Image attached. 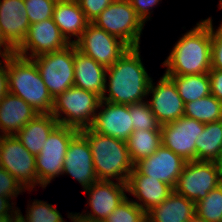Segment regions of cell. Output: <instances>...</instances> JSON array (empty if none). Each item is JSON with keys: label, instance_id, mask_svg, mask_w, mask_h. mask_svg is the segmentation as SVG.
Returning <instances> with one entry per match:
<instances>
[{"label": "cell", "instance_id": "obj_1", "mask_svg": "<svg viewBox=\"0 0 222 222\" xmlns=\"http://www.w3.org/2000/svg\"><path fill=\"white\" fill-rule=\"evenodd\" d=\"M141 60L140 46L130 47L108 67L101 100L123 105L147 101L152 78Z\"/></svg>", "mask_w": 222, "mask_h": 222}, {"label": "cell", "instance_id": "obj_2", "mask_svg": "<svg viewBox=\"0 0 222 222\" xmlns=\"http://www.w3.org/2000/svg\"><path fill=\"white\" fill-rule=\"evenodd\" d=\"M211 17L201 20L173 45L162 63L165 75L209 73L211 69Z\"/></svg>", "mask_w": 222, "mask_h": 222}, {"label": "cell", "instance_id": "obj_3", "mask_svg": "<svg viewBox=\"0 0 222 222\" xmlns=\"http://www.w3.org/2000/svg\"><path fill=\"white\" fill-rule=\"evenodd\" d=\"M91 148L94 170L98 180L126 183L134 165L126 142L94 132L90 127L79 130Z\"/></svg>", "mask_w": 222, "mask_h": 222}, {"label": "cell", "instance_id": "obj_4", "mask_svg": "<svg viewBox=\"0 0 222 222\" xmlns=\"http://www.w3.org/2000/svg\"><path fill=\"white\" fill-rule=\"evenodd\" d=\"M8 91L22 98L39 114H51L54 98L32 59L18 55L7 58Z\"/></svg>", "mask_w": 222, "mask_h": 222}, {"label": "cell", "instance_id": "obj_5", "mask_svg": "<svg viewBox=\"0 0 222 222\" xmlns=\"http://www.w3.org/2000/svg\"><path fill=\"white\" fill-rule=\"evenodd\" d=\"M100 102L99 95L72 86L54 98L51 114L59 125L82 130L93 123Z\"/></svg>", "mask_w": 222, "mask_h": 222}, {"label": "cell", "instance_id": "obj_6", "mask_svg": "<svg viewBox=\"0 0 222 222\" xmlns=\"http://www.w3.org/2000/svg\"><path fill=\"white\" fill-rule=\"evenodd\" d=\"M92 23L121 39L129 47L140 46L145 24L128 0H114Z\"/></svg>", "mask_w": 222, "mask_h": 222}, {"label": "cell", "instance_id": "obj_7", "mask_svg": "<svg viewBox=\"0 0 222 222\" xmlns=\"http://www.w3.org/2000/svg\"><path fill=\"white\" fill-rule=\"evenodd\" d=\"M78 133V129L58 125L49 134L41 152L36 155L38 187L45 189L52 180L62 175L66 151Z\"/></svg>", "mask_w": 222, "mask_h": 222}, {"label": "cell", "instance_id": "obj_8", "mask_svg": "<svg viewBox=\"0 0 222 222\" xmlns=\"http://www.w3.org/2000/svg\"><path fill=\"white\" fill-rule=\"evenodd\" d=\"M32 60L53 98L74 86V44Z\"/></svg>", "mask_w": 222, "mask_h": 222}, {"label": "cell", "instance_id": "obj_9", "mask_svg": "<svg viewBox=\"0 0 222 222\" xmlns=\"http://www.w3.org/2000/svg\"><path fill=\"white\" fill-rule=\"evenodd\" d=\"M36 156L16 135L0 136V167L6 169L27 191L38 186Z\"/></svg>", "mask_w": 222, "mask_h": 222}, {"label": "cell", "instance_id": "obj_10", "mask_svg": "<svg viewBox=\"0 0 222 222\" xmlns=\"http://www.w3.org/2000/svg\"><path fill=\"white\" fill-rule=\"evenodd\" d=\"M84 191L91 210L75 212L74 219L78 222L105 221L128 195L127 184L114 180H98Z\"/></svg>", "mask_w": 222, "mask_h": 222}, {"label": "cell", "instance_id": "obj_11", "mask_svg": "<svg viewBox=\"0 0 222 222\" xmlns=\"http://www.w3.org/2000/svg\"><path fill=\"white\" fill-rule=\"evenodd\" d=\"M222 184V173L214 162H186L174 191L194 203Z\"/></svg>", "mask_w": 222, "mask_h": 222}, {"label": "cell", "instance_id": "obj_12", "mask_svg": "<svg viewBox=\"0 0 222 222\" xmlns=\"http://www.w3.org/2000/svg\"><path fill=\"white\" fill-rule=\"evenodd\" d=\"M83 54L106 68L112 66L130 47L104 29L89 23L81 38L75 43Z\"/></svg>", "mask_w": 222, "mask_h": 222}, {"label": "cell", "instance_id": "obj_13", "mask_svg": "<svg viewBox=\"0 0 222 222\" xmlns=\"http://www.w3.org/2000/svg\"><path fill=\"white\" fill-rule=\"evenodd\" d=\"M204 129V123L183 116L161 125L162 145L181 156L187 162L196 161V139Z\"/></svg>", "mask_w": 222, "mask_h": 222}, {"label": "cell", "instance_id": "obj_14", "mask_svg": "<svg viewBox=\"0 0 222 222\" xmlns=\"http://www.w3.org/2000/svg\"><path fill=\"white\" fill-rule=\"evenodd\" d=\"M70 45L52 18L30 24L28 33L16 55L32 59L37 56L59 51ZM29 51V52H28Z\"/></svg>", "mask_w": 222, "mask_h": 222}, {"label": "cell", "instance_id": "obj_15", "mask_svg": "<svg viewBox=\"0 0 222 222\" xmlns=\"http://www.w3.org/2000/svg\"><path fill=\"white\" fill-rule=\"evenodd\" d=\"M152 78L148 87L147 102L157 121L162 125L184 116V101L178 94L174 82L164 73L156 82ZM151 98V99H150Z\"/></svg>", "mask_w": 222, "mask_h": 222}, {"label": "cell", "instance_id": "obj_16", "mask_svg": "<svg viewBox=\"0 0 222 222\" xmlns=\"http://www.w3.org/2000/svg\"><path fill=\"white\" fill-rule=\"evenodd\" d=\"M70 175L86 190L98 181L94 170L91 148L87 139L79 132L70 142L66 151L63 173Z\"/></svg>", "mask_w": 222, "mask_h": 222}, {"label": "cell", "instance_id": "obj_17", "mask_svg": "<svg viewBox=\"0 0 222 222\" xmlns=\"http://www.w3.org/2000/svg\"><path fill=\"white\" fill-rule=\"evenodd\" d=\"M90 128L99 134L126 142L133 131L129 105L114 104L101 100Z\"/></svg>", "mask_w": 222, "mask_h": 222}, {"label": "cell", "instance_id": "obj_18", "mask_svg": "<svg viewBox=\"0 0 222 222\" xmlns=\"http://www.w3.org/2000/svg\"><path fill=\"white\" fill-rule=\"evenodd\" d=\"M186 162L181 156L161 144L156 152L139 161L135 167L143 175L158 179L174 189Z\"/></svg>", "mask_w": 222, "mask_h": 222}, {"label": "cell", "instance_id": "obj_19", "mask_svg": "<svg viewBox=\"0 0 222 222\" xmlns=\"http://www.w3.org/2000/svg\"><path fill=\"white\" fill-rule=\"evenodd\" d=\"M173 191L174 189L170 185L143 175L135 166L127 182L128 196H134L136 199H130L146 213L154 206H158Z\"/></svg>", "mask_w": 222, "mask_h": 222}, {"label": "cell", "instance_id": "obj_20", "mask_svg": "<svg viewBox=\"0 0 222 222\" xmlns=\"http://www.w3.org/2000/svg\"><path fill=\"white\" fill-rule=\"evenodd\" d=\"M29 26L24 0H0V28L15 49L26 38Z\"/></svg>", "mask_w": 222, "mask_h": 222}, {"label": "cell", "instance_id": "obj_21", "mask_svg": "<svg viewBox=\"0 0 222 222\" xmlns=\"http://www.w3.org/2000/svg\"><path fill=\"white\" fill-rule=\"evenodd\" d=\"M38 114L22 98L8 92L0 101V136L16 135Z\"/></svg>", "mask_w": 222, "mask_h": 222}, {"label": "cell", "instance_id": "obj_22", "mask_svg": "<svg viewBox=\"0 0 222 222\" xmlns=\"http://www.w3.org/2000/svg\"><path fill=\"white\" fill-rule=\"evenodd\" d=\"M107 68L83 54L74 44V86L102 97Z\"/></svg>", "mask_w": 222, "mask_h": 222}, {"label": "cell", "instance_id": "obj_23", "mask_svg": "<svg viewBox=\"0 0 222 222\" xmlns=\"http://www.w3.org/2000/svg\"><path fill=\"white\" fill-rule=\"evenodd\" d=\"M52 19L70 44H75L81 38L90 23L79 3L57 2ZM74 37L75 39H72Z\"/></svg>", "mask_w": 222, "mask_h": 222}, {"label": "cell", "instance_id": "obj_24", "mask_svg": "<svg viewBox=\"0 0 222 222\" xmlns=\"http://www.w3.org/2000/svg\"><path fill=\"white\" fill-rule=\"evenodd\" d=\"M195 214V203L173 191L147 212V222H188Z\"/></svg>", "mask_w": 222, "mask_h": 222}, {"label": "cell", "instance_id": "obj_25", "mask_svg": "<svg viewBox=\"0 0 222 222\" xmlns=\"http://www.w3.org/2000/svg\"><path fill=\"white\" fill-rule=\"evenodd\" d=\"M59 125L52 114H38L16 134L22 145L35 156L38 155L49 134Z\"/></svg>", "mask_w": 222, "mask_h": 222}, {"label": "cell", "instance_id": "obj_26", "mask_svg": "<svg viewBox=\"0 0 222 222\" xmlns=\"http://www.w3.org/2000/svg\"><path fill=\"white\" fill-rule=\"evenodd\" d=\"M161 144V130H133L126 141L134 166L156 152Z\"/></svg>", "mask_w": 222, "mask_h": 222}, {"label": "cell", "instance_id": "obj_27", "mask_svg": "<svg viewBox=\"0 0 222 222\" xmlns=\"http://www.w3.org/2000/svg\"><path fill=\"white\" fill-rule=\"evenodd\" d=\"M196 161L214 162L222 148V119L204 123L196 141Z\"/></svg>", "mask_w": 222, "mask_h": 222}, {"label": "cell", "instance_id": "obj_28", "mask_svg": "<svg viewBox=\"0 0 222 222\" xmlns=\"http://www.w3.org/2000/svg\"><path fill=\"white\" fill-rule=\"evenodd\" d=\"M166 76L174 82L178 94L184 103H189L211 94L210 78L208 73Z\"/></svg>", "mask_w": 222, "mask_h": 222}, {"label": "cell", "instance_id": "obj_29", "mask_svg": "<svg viewBox=\"0 0 222 222\" xmlns=\"http://www.w3.org/2000/svg\"><path fill=\"white\" fill-rule=\"evenodd\" d=\"M184 116L202 123H210L222 119V102L212 94L198 100L185 103Z\"/></svg>", "mask_w": 222, "mask_h": 222}, {"label": "cell", "instance_id": "obj_30", "mask_svg": "<svg viewBox=\"0 0 222 222\" xmlns=\"http://www.w3.org/2000/svg\"><path fill=\"white\" fill-rule=\"evenodd\" d=\"M26 207L25 216L17 208V222H67L55 205L47 201L33 199L32 204L29 203Z\"/></svg>", "mask_w": 222, "mask_h": 222}, {"label": "cell", "instance_id": "obj_31", "mask_svg": "<svg viewBox=\"0 0 222 222\" xmlns=\"http://www.w3.org/2000/svg\"><path fill=\"white\" fill-rule=\"evenodd\" d=\"M195 213L208 222H222V184L195 203Z\"/></svg>", "mask_w": 222, "mask_h": 222}, {"label": "cell", "instance_id": "obj_32", "mask_svg": "<svg viewBox=\"0 0 222 222\" xmlns=\"http://www.w3.org/2000/svg\"><path fill=\"white\" fill-rule=\"evenodd\" d=\"M129 112L133 130H161V124L155 118L147 101L129 105Z\"/></svg>", "mask_w": 222, "mask_h": 222}, {"label": "cell", "instance_id": "obj_33", "mask_svg": "<svg viewBox=\"0 0 222 222\" xmlns=\"http://www.w3.org/2000/svg\"><path fill=\"white\" fill-rule=\"evenodd\" d=\"M105 222H147V213L127 197L113 210Z\"/></svg>", "mask_w": 222, "mask_h": 222}, {"label": "cell", "instance_id": "obj_34", "mask_svg": "<svg viewBox=\"0 0 222 222\" xmlns=\"http://www.w3.org/2000/svg\"><path fill=\"white\" fill-rule=\"evenodd\" d=\"M30 24L52 18L55 0H24Z\"/></svg>", "mask_w": 222, "mask_h": 222}, {"label": "cell", "instance_id": "obj_35", "mask_svg": "<svg viewBox=\"0 0 222 222\" xmlns=\"http://www.w3.org/2000/svg\"><path fill=\"white\" fill-rule=\"evenodd\" d=\"M22 192H26V190L16 178L0 167V196L9 197L13 202Z\"/></svg>", "mask_w": 222, "mask_h": 222}, {"label": "cell", "instance_id": "obj_36", "mask_svg": "<svg viewBox=\"0 0 222 222\" xmlns=\"http://www.w3.org/2000/svg\"><path fill=\"white\" fill-rule=\"evenodd\" d=\"M212 22L211 17V68L222 71V25L216 29Z\"/></svg>", "mask_w": 222, "mask_h": 222}, {"label": "cell", "instance_id": "obj_37", "mask_svg": "<svg viewBox=\"0 0 222 222\" xmlns=\"http://www.w3.org/2000/svg\"><path fill=\"white\" fill-rule=\"evenodd\" d=\"M113 1L114 0H79L78 3L87 20L92 23Z\"/></svg>", "mask_w": 222, "mask_h": 222}, {"label": "cell", "instance_id": "obj_38", "mask_svg": "<svg viewBox=\"0 0 222 222\" xmlns=\"http://www.w3.org/2000/svg\"><path fill=\"white\" fill-rule=\"evenodd\" d=\"M134 8L136 15L145 24L151 19L153 8L162 2V0H128Z\"/></svg>", "mask_w": 222, "mask_h": 222}, {"label": "cell", "instance_id": "obj_39", "mask_svg": "<svg viewBox=\"0 0 222 222\" xmlns=\"http://www.w3.org/2000/svg\"><path fill=\"white\" fill-rule=\"evenodd\" d=\"M11 201L9 197L0 196V222H17L16 202Z\"/></svg>", "mask_w": 222, "mask_h": 222}, {"label": "cell", "instance_id": "obj_40", "mask_svg": "<svg viewBox=\"0 0 222 222\" xmlns=\"http://www.w3.org/2000/svg\"><path fill=\"white\" fill-rule=\"evenodd\" d=\"M208 74L211 94L222 102V71L211 68Z\"/></svg>", "mask_w": 222, "mask_h": 222}, {"label": "cell", "instance_id": "obj_41", "mask_svg": "<svg viewBox=\"0 0 222 222\" xmlns=\"http://www.w3.org/2000/svg\"><path fill=\"white\" fill-rule=\"evenodd\" d=\"M16 55V49L8 42V40L4 37L3 32L0 28V62H4L7 58Z\"/></svg>", "mask_w": 222, "mask_h": 222}, {"label": "cell", "instance_id": "obj_42", "mask_svg": "<svg viewBox=\"0 0 222 222\" xmlns=\"http://www.w3.org/2000/svg\"><path fill=\"white\" fill-rule=\"evenodd\" d=\"M7 59L0 62V101L8 93Z\"/></svg>", "mask_w": 222, "mask_h": 222}, {"label": "cell", "instance_id": "obj_43", "mask_svg": "<svg viewBox=\"0 0 222 222\" xmlns=\"http://www.w3.org/2000/svg\"><path fill=\"white\" fill-rule=\"evenodd\" d=\"M214 163L222 173V148L217 156V159L214 161Z\"/></svg>", "mask_w": 222, "mask_h": 222}, {"label": "cell", "instance_id": "obj_44", "mask_svg": "<svg viewBox=\"0 0 222 222\" xmlns=\"http://www.w3.org/2000/svg\"><path fill=\"white\" fill-rule=\"evenodd\" d=\"M188 222H208L207 220H204L203 218L199 217L196 213L189 219Z\"/></svg>", "mask_w": 222, "mask_h": 222}, {"label": "cell", "instance_id": "obj_45", "mask_svg": "<svg viewBox=\"0 0 222 222\" xmlns=\"http://www.w3.org/2000/svg\"><path fill=\"white\" fill-rule=\"evenodd\" d=\"M56 2H62V3H78L79 0H55Z\"/></svg>", "mask_w": 222, "mask_h": 222}, {"label": "cell", "instance_id": "obj_46", "mask_svg": "<svg viewBox=\"0 0 222 222\" xmlns=\"http://www.w3.org/2000/svg\"><path fill=\"white\" fill-rule=\"evenodd\" d=\"M67 218L71 220V222H78L77 220L74 219V213L73 212H68Z\"/></svg>", "mask_w": 222, "mask_h": 222}, {"label": "cell", "instance_id": "obj_47", "mask_svg": "<svg viewBox=\"0 0 222 222\" xmlns=\"http://www.w3.org/2000/svg\"><path fill=\"white\" fill-rule=\"evenodd\" d=\"M218 7H219L218 9H220V10L222 9V0H219ZM221 23H222V22H221Z\"/></svg>", "mask_w": 222, "mask_h": 222}]
</instances>
